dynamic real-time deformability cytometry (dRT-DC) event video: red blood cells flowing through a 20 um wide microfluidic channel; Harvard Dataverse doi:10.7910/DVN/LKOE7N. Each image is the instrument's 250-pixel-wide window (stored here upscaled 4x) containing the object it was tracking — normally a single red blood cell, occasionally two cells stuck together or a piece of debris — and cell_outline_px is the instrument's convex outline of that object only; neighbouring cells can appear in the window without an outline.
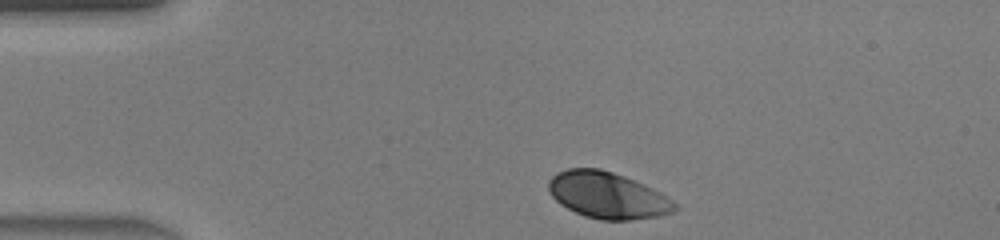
{"species": "human", "species_latin": "Homo sapiens", "temperature_condition": "warm", "stored_images_in_passage": 32, "camera_frame_rate_fps": 3000, "um_per_image_px": 0.085, "donor": {"sex": "male"}, "frame": {"image": 1, "passage_image": 1, "time_ms": 0.0, "image_size_px": [1000, 240], "cell_outline_px": [[676, 208], [672, 212], [660, 216], [632, 220], [600, 220], [584, 216], [560, 204], [548, 192], [548, 180], [556, 172], [568, 168], [600, 168], [624, 176], [644, 184], [660, 192], [672, 200], [676, 204]], "centroid_in_image_um": [51.61, 16.59], "position_along_channel_um": 33.4, "area_um2": 34.22}}
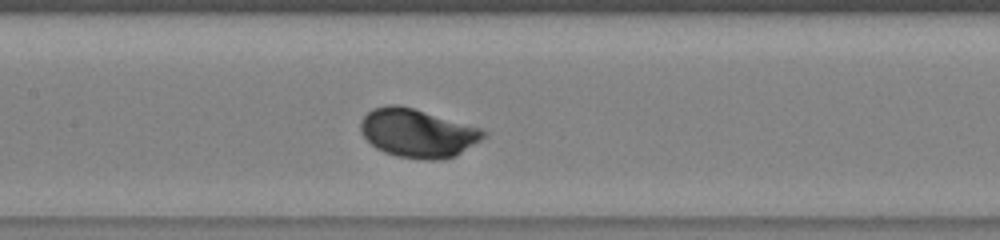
{"frame": {"image": 2, "passage_image": 14, "time_ms": 4.333, "image_size_px": [1000, 240], "cell_outline_px": [[488, 136], [456, 156], [436, 160], [424, 160], [396, 156], [384, 152], [376, 148], [360, 132], [360, 120], [372, 108], [388, 104], [396, 104], [412, 108], [480, 128], [488, 132]], "centroid_in_image_um": [35.49, 11.32], "position_along_channel_um": 171.9, "area_um2": 34.74}}
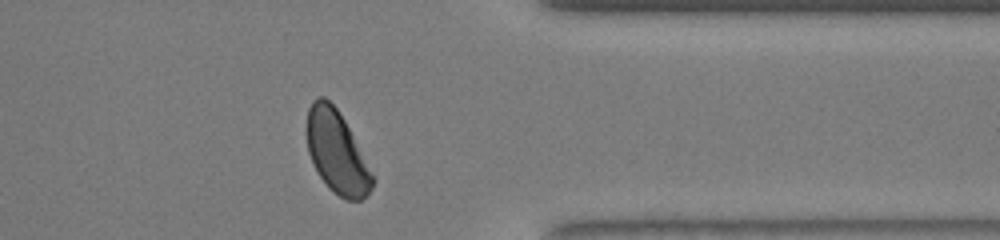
{"frame": {"image": 3, "passage_image": 29, "time_ms": 9.333, "image_size_px": [1000, 240], "cell_outline_px": [[376, 180], [372, 188], [360, 200], [344, 200], [328, 188], [312, 164], [308, 152], [304, 128], [308, 108], [312, 100], [316, 96], [324, 96], [336, 108], [344, 120]], "centroid_in_image_um": [28.57, 12.91], "position_along_channel_um": 382.8, "area_um2": 31.73}, "authors_computed_cell_mechanics": {"area_um2": 33.3217, "velocity_mm_per_s": 4.4133, "shape_relaxation_time_tau1_ms": 1.2997, "shape_relaxation_time_tau2_ms": null, "deformation_change_tau1": 0.1159, "deformation_change_tau2": null}}